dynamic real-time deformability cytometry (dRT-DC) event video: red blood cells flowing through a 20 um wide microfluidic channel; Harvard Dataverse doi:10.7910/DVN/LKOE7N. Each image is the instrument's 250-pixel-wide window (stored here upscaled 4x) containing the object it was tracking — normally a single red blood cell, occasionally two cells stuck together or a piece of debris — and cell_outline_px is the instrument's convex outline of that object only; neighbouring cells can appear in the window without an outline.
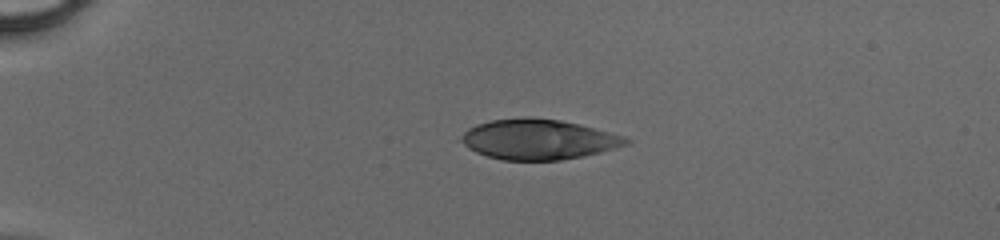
{"species": "human", "species_latin": "Homo sapiens", "temperature_condition": "cold", "stored_images_in_passage": 37, "camera_frame_rate_fps": 3000, "um_per_image_px": 0.085, "donor": {"sex": "male"}, "frame": {"image": 1, "passage_image": 1, "time_ms": 0.0, "image_size_px": [1000, 240], "cell_outline_px": [[632, 140], [628, 144], [616, 148], [584, 156], [560, 160], [500, 160], [476, 152], [468, 148], [460, 140], [464, 132], [468, 128], [476, 124], [492, 120], [524, 116], [560, 120], [624, 136]], "centroid_in_image_um": [45.74, 11.85], "position_along_channel_um": 39.3, "area_um2": 38.49}}
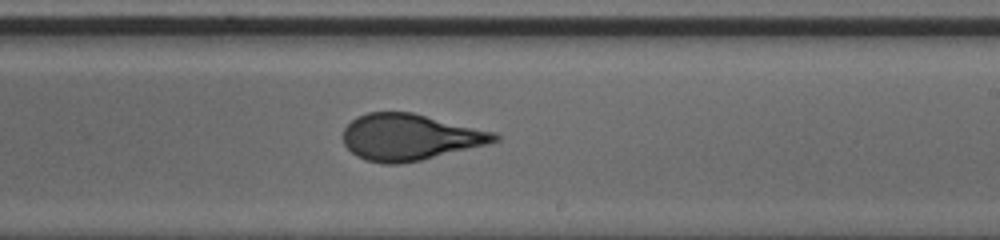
{"frame": {"image": 2, "passage_image": 20, "time_ms": 6.333, "image_size_px": [1000, 240], "cell_outline_px": [[500, 140], [488, 144], [420, 160], [400, 164], [384, 164], [364, 160], [356, 156], [344, 144], [344, 128], [356, 116], [368, 112], [412, 112], [496, 132], [500, 136]], "centroid_in_image_um": [34.84, 11.65], "position_along_channel_um": 254.2, "area_um2": 40.92}}
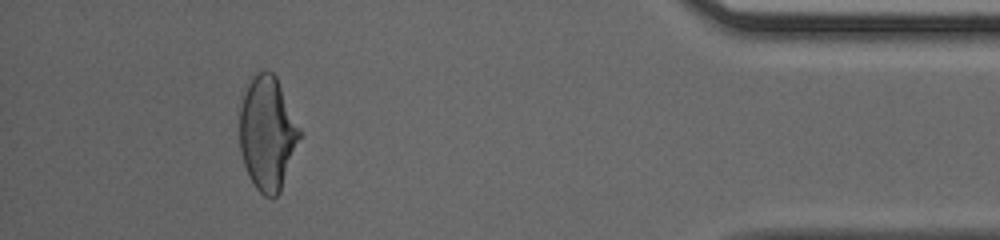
{"frame": {"image": 3, "passage_image": 34, "time_ms": 11.0, "image_size_px": [1000, 240], "cell_outline_px": [[300, 136], [280, 192], [272, 200], [264, 196], [256, 188], [248, 176], [240, 152], [240, 104], [248, 76], [252, 72], [264, 68], [268, 68], [276, 76], [300, 128]], "centroid_in_image_um": [22.69, 11.25], "position_along_channel_um": 412.5, "area_um2": 40.34}}